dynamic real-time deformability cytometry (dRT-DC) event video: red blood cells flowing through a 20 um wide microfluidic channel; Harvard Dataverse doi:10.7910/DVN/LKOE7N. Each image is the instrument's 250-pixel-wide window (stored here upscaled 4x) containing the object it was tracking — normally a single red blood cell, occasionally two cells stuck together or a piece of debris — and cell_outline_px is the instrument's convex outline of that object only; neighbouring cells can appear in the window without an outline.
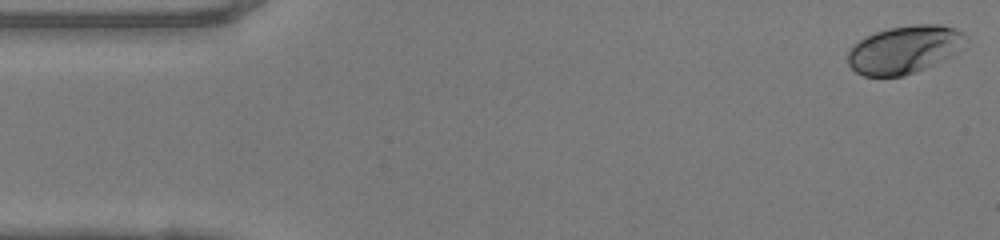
{"species": "human", "species_latin": "Homo sapiens", "temperature_condition": "warm", "stored_images_in_passage": 49, "camera_frame_rate_fps": 3000, "um_per_image_px": 0.085, "donor": {"sex": "female"}, "frame": {"image": 1, "passage_image": 1, "time_ms": 0.0, "image_size_px": [1000, 240], "cell_outline_px": [[968, 44], [944, 60], [916, 72], [904, 76], [864, 76], [856, 72], [848, 64], [848, 52], [864, 36], [888, 28], [912, 24], [940, 24], [956, 28], [968, 40]], "centroid_in_image_um": [76.9, 4.21], "position_along_channel_um": 8.1, "area_um2": 33.0}}
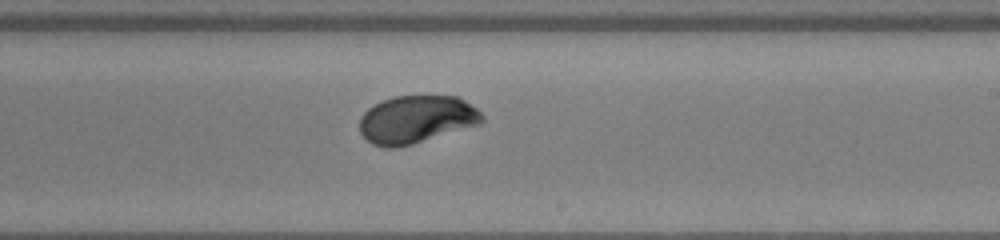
{"frame": {"image": 2, "passage_image": 28, "time_ms": 9.0, "image_size_px": [1000, 240], "cell_outline_px": [[484, 120], [480, 124], [412, 144], [396, 148], [384, 148], [372, 144], [360, 132], [360, 116], [368, 108], [384, 100], [396, 96], [456, 96], [464, 100], [476, 108], [484, 116]], "centroid_in_image_um": [35.38, 10.16], "position_along_channel_um": 253.6, "area_um2": 33.93}}
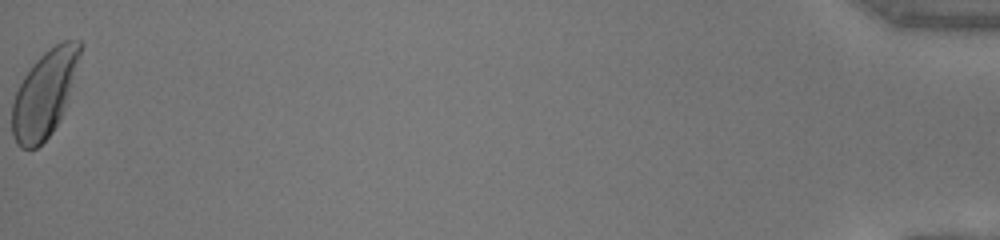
{"frame": {"image": 3, "passage_image": 49, "time_ms": 16.0, "image_size_px": [1000, 240], "cell_outline_px": [[84, 44], [64, 108], [60, 120], [52, 132], [36, 148], [20, 148], [16, 144], [12, 136], [12, 104], [16, 92], [24, 76], [32, 64], [44, 52], [60, 40], [80, 40]], "centroid_in_image_um": [3.78, 7.95], "position_along_channel_um": 431.4, "area_um2": 34.04}, "authors_computed_cell_mechanics": {"area_um2": 33.6396, "velocity_mm_per_s": 4.1224, "shape_relaxation_time_tau1_ms": 1.9857, "shape_relaxation_time_tau2_ms": null, "deformation_change_tau1": 0.1389, "deformation_change_tau2": null}}